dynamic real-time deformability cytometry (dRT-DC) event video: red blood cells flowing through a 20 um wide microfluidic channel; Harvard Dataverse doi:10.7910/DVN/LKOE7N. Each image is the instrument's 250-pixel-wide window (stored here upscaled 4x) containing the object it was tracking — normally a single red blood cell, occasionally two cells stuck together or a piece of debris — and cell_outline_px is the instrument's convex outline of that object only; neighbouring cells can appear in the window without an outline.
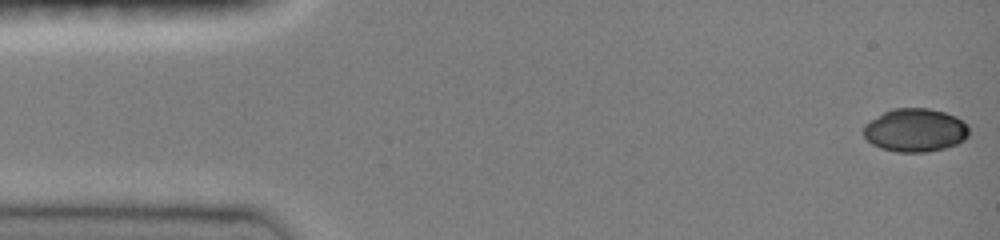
{"species": "common noctule bat (a hibernating species)", "species_latin": "Nyctalus noctula", "temperature_condition": "room temperature", "stored_images_in_passage": 14, "camera_frame_rate_fps": 3000, "um_per_image_px": 0.085, "animal": {"sex": "female", "body_mass_g": 19.0, "forearm_length_mm": 51.5}, "frame": {"image": 1, "passage_image": 1, "time_ms": 0.0, "image_size_px": [1000, 240], "cell_outline_px": [[968, 136], [964, 140], [956, 144], [944, 148], [924, 152], [896, 152], [880, 148], [872, 144], [864, 136], [864, 124], [884, 112], [892, 108], [928, 108], [944, 112], [956, 116], [968, 124]], "centroid_in_image_um": [77.8, 11.06], "position_along_channel_um": 7.2, "area_um2": 26.65}}
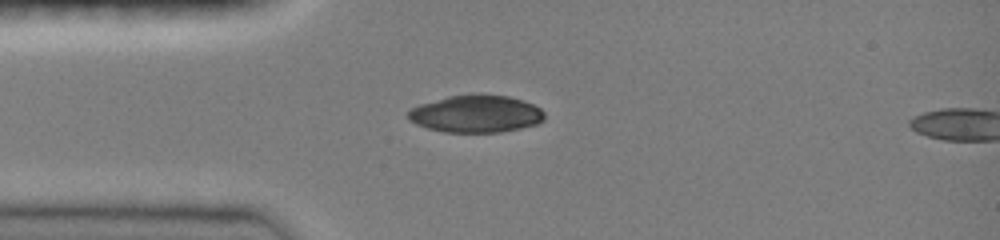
{"frame": {"image": 2, "passage_image": 12, "time_ms": 3.667, "image_size_px": [1000, 240], "cell_outline_px": [[544, 120], [536, 124], [520, 128], [500, 132], [444, 132], [428, 128], [416, 124], [408, 120], [408, 112], [412, 108], [420, 104], [448, 96], [508, 96], [524, 100], [540, 108], [544, 112]], "centroid_in_image_um": [40.46, 9.7], "position_along_channel_um": 44.5, "area_um2": 29.13}}